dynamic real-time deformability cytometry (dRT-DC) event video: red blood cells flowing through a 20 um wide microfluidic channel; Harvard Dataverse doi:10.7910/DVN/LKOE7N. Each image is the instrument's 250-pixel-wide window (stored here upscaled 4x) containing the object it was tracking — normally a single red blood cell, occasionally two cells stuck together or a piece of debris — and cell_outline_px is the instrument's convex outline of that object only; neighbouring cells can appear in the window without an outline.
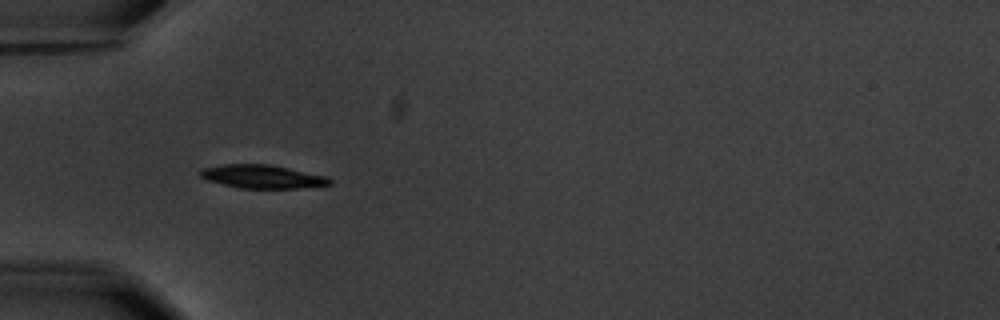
{"species": "common noctule bat (a hibernating species)", "species_latin": "Nyctalus noctula", "temperature_condition": "warm", "stored_images_in_passage": 9, "camera_frame_rate_fps": 3000, "um_per_image_px": 0.085, "animal": {"sex": "male", "body_mass_g": 20.1, "forearm_length_mm": 53.5}, "frame": {"image": 1, "passage_image": 1, "time_ms": 0.0, "image_size_px": [1000, 320], "cell_outline_px": [[332, 184], [296, 188], [240, 188], [208, 180], [200, 176], [200, 168], [224, 164], [268, 164], [328, 176], [332, 180]], "centroid_in_image_um": [22.3, 15.0], "position_along_channel_um": 62.7, "area_um2": 17.51}}
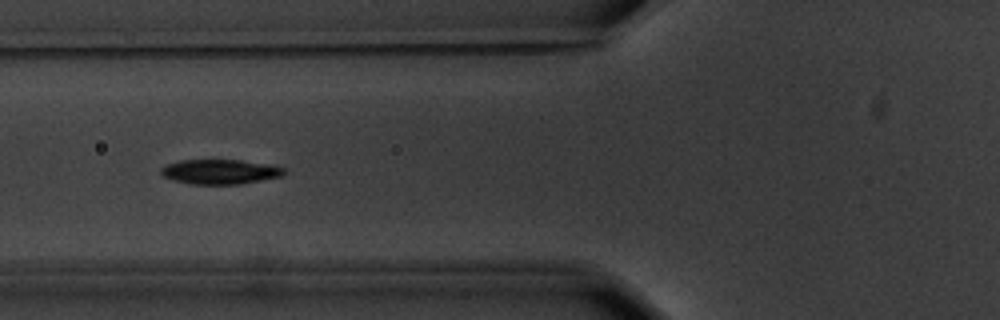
{"frame": {"image": 2, "passage_image": 2, "time_ms": 1.333, "image_size_px": [1000, 320], "cell_outline_px": [[288, 172], [280, 176], [240, 184], [188, 184], [172, 180], [160, 176], [160, 168], [168, 164], [180, 160], [240, 160], [276, 164], [284, 168]], "centroid_in_image_um": [18.7, 14.59], "position_along_channel_um": 107.1, "area_um2": 18.03}}
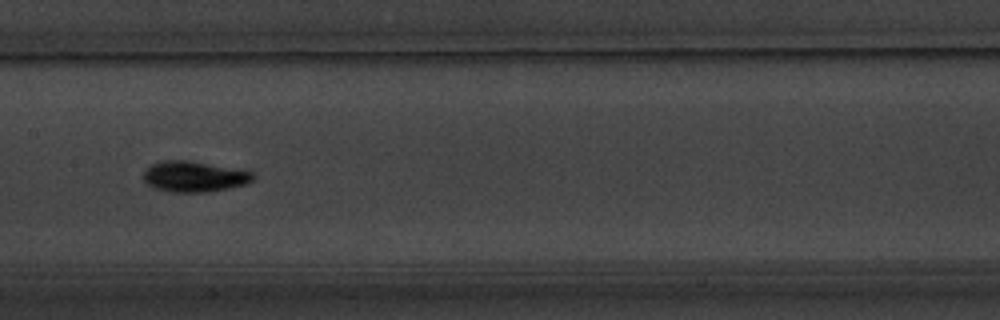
{"frame": {"image": 3, "passage_image": 4, "time_ms": 3.667, "image_size_px": [1000, 320], "cell_outline_px": [[256, 176], [248, 184], [228, 188], [204, 192], [172, 192], [156, 188], [148, 184], [144, 180], [144, 172], [152, 164], [160, 160], [188, 160], [252, 172]], "centroid_in_image_um": [16.5, 15.0], "position_along_channel_um": 190.9, "area_um2": 19.36}}